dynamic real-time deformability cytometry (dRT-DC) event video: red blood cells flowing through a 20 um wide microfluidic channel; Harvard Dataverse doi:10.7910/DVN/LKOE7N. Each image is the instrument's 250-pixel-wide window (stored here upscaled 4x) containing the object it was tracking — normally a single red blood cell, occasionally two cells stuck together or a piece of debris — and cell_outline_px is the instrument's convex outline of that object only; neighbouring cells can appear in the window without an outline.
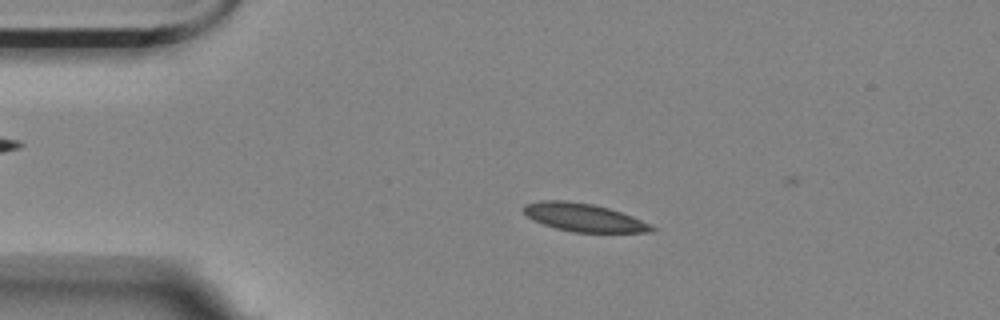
{"species": "Egyptian fruit bat (a non-hibernating species)", "species_latin": "Rousettus aegyptiacus", "temperature_condition": "room temperature", "stored_images_in_passage": 16, "camera_frame_rate_fps": 3000, "um_per_image_px": 0.085, "animal": {"sex": "female"}, "frame": {"image": 1, "passage_image": 11, "time_ms": 3.333, "image_size_px": [1000, 320], "cell_outline_px": [[656, 232], [572, 232], [556, 228], [532, 220], [524, 212], [524, 204], [540, 200], [568, 200], [592, 204], [608, 208], [632, 216], [652, 224], [656, 228]], "centroid_in_image_um": [49.64, 18.48], "position_along_channel_um": 35.4, "area_um2": 20.98}}